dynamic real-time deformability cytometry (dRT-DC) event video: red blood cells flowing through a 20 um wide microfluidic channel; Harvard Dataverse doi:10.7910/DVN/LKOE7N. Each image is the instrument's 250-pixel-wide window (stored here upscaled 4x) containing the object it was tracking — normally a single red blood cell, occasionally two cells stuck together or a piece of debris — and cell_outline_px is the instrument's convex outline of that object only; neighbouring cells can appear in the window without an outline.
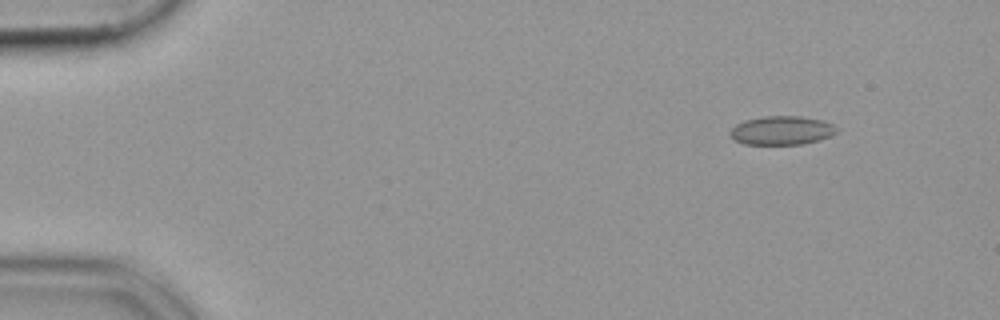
{"species": "common noctule bat (a hibernating species)", "species_latin": "Nyctalus noctula", "temperature_condition": "cold", "stored_images_in_passage": 48, "camera_frame_rate_fps": 3000, "um_per_image_px": 0.085, "animal": {"sex": "female", "body_mass_g": 19.9}, "frame": {"image": 1, "passage_image": 1, "time_ms": 0.0, "image_size_px": [1000, 320], "cell_outline_px": [[840, 128], [836, 132], [828, 136], [816, 140], [800, 144], [744, 144], [736, 140], [728, 132], [736, 124], [744, 120], [764, 116], [800, 116], [824, 120]], "centroid_in_image_um": [66.44, 11.07], "position_along_channel_um": 18.6, "area_um2": 17.74}}
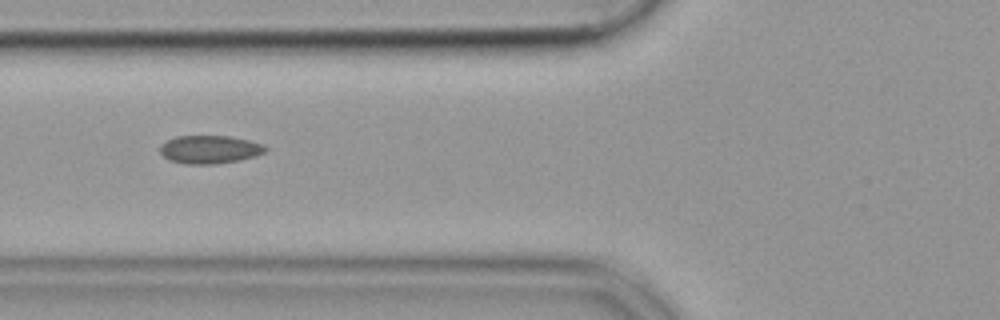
{"frame": {"image": 2, "passage_image": 16, "time_ms": 5.0, "image_size_px": [1000, 320], "cell_outline_px": [[268, 148], [264, 152], [256, 156], [240, 160], [216, 164], [184, 164], [168, 160], [160, 152], [160, 148], [168, 140], [176, 136], [228, 136], [248, 140], [264, 144]], "centroid_in_image_um": [17.85, 12.71], "position_along_channel_um": 108.0, "area_um2": 17.28}}
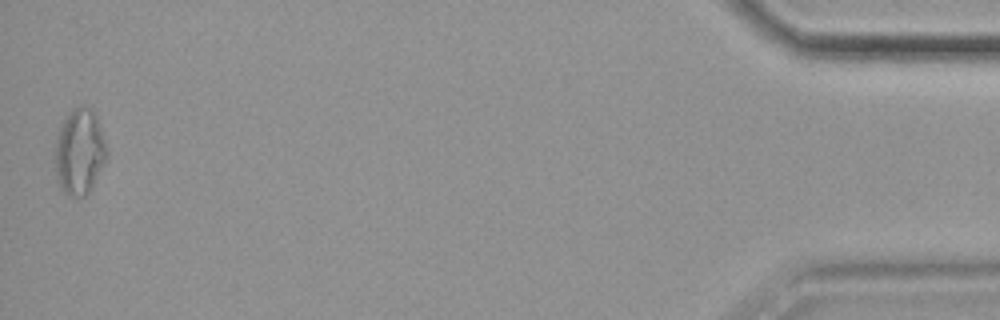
{"frame": {"image": 3, "passage_image": 48, "time_ms": 15.667, "image_size_px": [1000, 320], "cell_outline_px": [[108, 156], [88, 192], [84, 196], [68, 196], [60, 188], [56, 180], [56, 136], [64, 120], [72, 108], [80, 104], [84, 104], [92, 108], [96, 116], [108, 152]], "centroid_in_image_um": [6.75, 12.87], "position_along_channel_um": 428.4, "area_um2": 25.72}}